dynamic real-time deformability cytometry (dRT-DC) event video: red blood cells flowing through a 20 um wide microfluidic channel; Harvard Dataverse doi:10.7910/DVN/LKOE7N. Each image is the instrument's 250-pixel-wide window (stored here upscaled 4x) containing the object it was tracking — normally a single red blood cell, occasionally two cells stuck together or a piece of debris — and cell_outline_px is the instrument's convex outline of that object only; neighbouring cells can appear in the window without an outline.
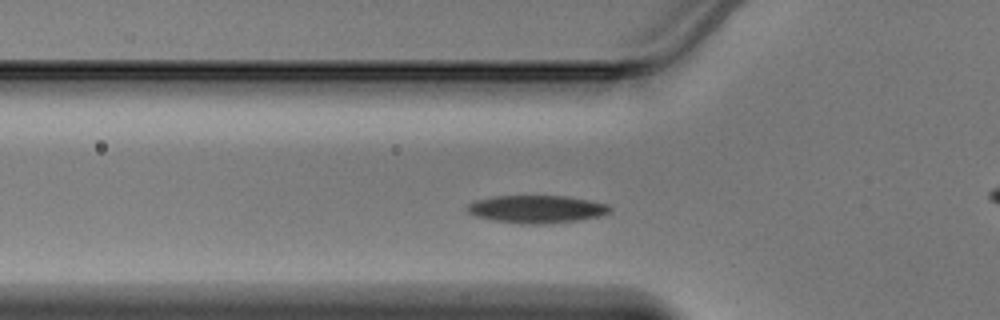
{"species": "Egyptian fruit bat (a non-hibernating species)", "species_latin": "Rousettus aegyptiacus", "temperature_condition": "warm", "stored_images_in_passage": 42, "camera_frame_rate_fps": 3000, "um_per_image_px": 0.085, "animal": {"sex": "male"}, "frame": {"image": 1, "passage_image": 10, "time_ms": 3.0, "image_size_px": [1000, 320], "cell_outline_px": [[612, 212], [600, 216], [576, 220], [540, 224], [528, 224], [492, 220], [476, 216], [468, 212], [464, 208], [468, 204], [476, 200], [492, 196], [564, 196], [588, 200], [608, 204], [612, 208]], "centroid_in_image_um": [45.6, 17.77], "position_along_channel_um": 80.2, "area_um2": 22.95}}
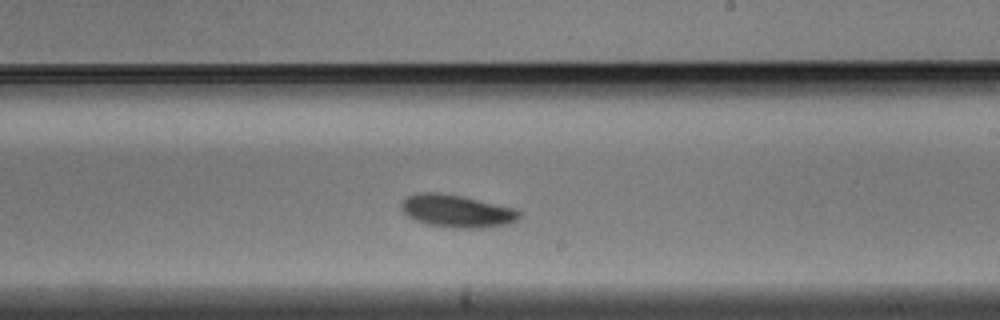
{"frame": {"image": 2, "passage_image": 22, "time_ms": 7.0, "image_size_px": [1000, 320], "cell_outline_px": [[520, 220], [512, 224], [484, 228], [448, 228], [424, 224], [408, 216], [400, 208], [400, 204], [408, 196], [416, 192], [440, 192], [460, 196], [516, 208], [520, 212]], "centroid_in_image_um": [38.86, 17.96], "position_along_channel_um": 250.1, "area_um2": 22.83}}
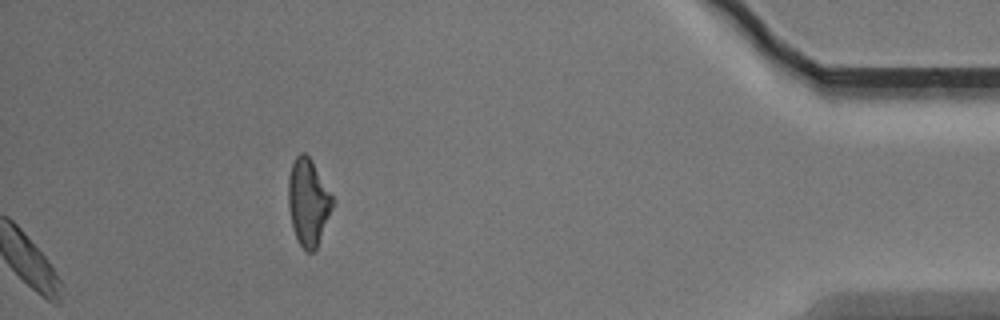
{"frame": {"image": 3, "passage_image": 42, "time_ms": 13.667, "image_size_px": [1000, 320], "cell_outline_px": [[336, 204], [316, 248], [312, 252], [308, 252], [300, 244], [292, 228], [288, 208], [288, 176], [292, 164], [296, 156], [300, 152], [304, 152], [312, 160], [336, 200]], "centroid_in_image_um": [26.23, 17.16], "position_along_channel_um": 409.0, "area_um2": 22.83}}